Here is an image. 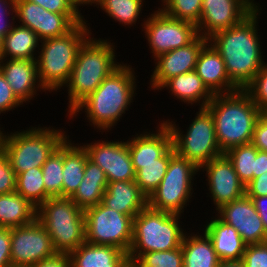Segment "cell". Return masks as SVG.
<instances>
[{
    "label": "cell",
    "mask_w": 267,
    "mask_h": 267,
    "mask_svg": "<svg viewBox=\"0 0 267 267\" xmlns=\"http://www.w3.org/2000/svg\"><path fill=\"white\" fill-rule=\"evenodd\" d=\"M259 7L238 25L216 32L208 39L221 55L229 79L239 89H244L265 64L258 35V16L262 10Z\"/></svg>",
    "instance_id": "cell-1"
},
{
    "label": "cell",
    "mask_w": 267,
    "mask_h": 267,
    "mask_svg": "<svg viewBox=\"0 0 267 267\" xmlns=\"http://www.w3.org/2000/svg\"><path fill=\"white\" fill-rule=\"evenodd\" d=\"M135 74L131 65L122 63L67 115L68 118L74 119L84 110L89 124L93 125L94 129L97 128L99 132H109L134 102L133 98L137 94Z\"/></svg>",
    "instance_id": "cell-2"
},
{
    "label": "cell",
    "mask_w": 267,
    "mask_h": 267,
    "mask_svg": "<svg viewBox=\"0 0 267 267\" xmlns=\"http://www.w3.org/2000/svg\"><path fill=\"white\" fill-rule=\"evenodd\" d=\"M213 117L217 143L223 153L250 144L262 111L244 89L215 94L206 106Z\"/></svg>",
    "instance_id": "cell-3"
},
{
    "label": "cell",
    "mask_w": 267,
    "mask_h": 267,
    "mask_svg": "<svg viewBox=\"0 0 267 267\" xmlns=\"http://www.w3.org/2000/svg\"><path fill=\"white\" fill-rule=\"evenodd\" d=\"M91 36L80 46L69 80L64 85L66 89L68 88L67 114H70L82 100L99 87L105 78L122 65V62H116L115 45H113L115 43H111L112 40Z\"/></svg>",
    "instance_id": "cell-4"
},
{
    "label": "cell",
    "mask_w": 267,
    "mask_h": 267,
    "mask_svg": "<svg viewBox=\"0 0 267 267\" xmlns=\"http://www.w3.org/2000/svg\"><path fill=\"white\" fill-rule=\"evenodd\" d=\"M86 22L78 24L64 36L40 41L41 48L37 49L36 57L37 74L47 92H56L68 82L80 46L92 35Z\"/></svg>",
    "instance_id": "cell-5"
},
{
    "label": "cell",
    "mask_w": 267,
    "mask_h": 267,
    "mask_svg": "<svg viewBox=\"0 0 267 267\" xmlns=\"http://www.w3.org/2000/svg\"><path fill=\"white\" fill-rule=\"evenodd\" d=\"M7 134V135H6ZM2 134L1 149L16 176L33 167H42L52 153L68 137L55 127H29L27 130Z\"/></svg>",
    "instance_id": "cell-6"
},
{
    "label": "cell",
    "mask_w": 267,
    "mask_h": 267,
    "mask_svg": "<svg viewBox=\"0 0 267 267\" xmlns=\"http://www.w3.org/2000/svg\"><path fill=\"white\" fill-rule=\"evenodd\" d=\"M182 215L156 211L146 206L133 218V239L128 252L129 263L141 254L168 251L182 245L185 231Z\"/></svg>",
    "instance_id": "cell-7"
},
{
    "label": "cell",
    "mask_w": 267,
    "mask_h": 267,
    "mask_svg": "<svg viewBox=\"0 0 267 267\" xmlns=\"http://www.w3.org/2000/svg\"><path fill=\"white\" fill-rule=\"evenodd\" d=\"M36 219L46 228L58 254L69 255L86 241L84 210L71 198H48L37 207Z\"/></svg>",
    "instance_id": "cell-8"
},
{
    "label": "cell",
    "mask_w": 267,
    "mask_h": 267,
    "mask_svg": "<svg viewBox=\"0 0 267 267\" xmlns=\"http://www.w3.org/2000/svg\"><path fill=\"white\" fill-rule=\"evenodd\" d=\"M164 121L172 132L175 152L198 168L224 154L217 143L214 120L207 107H199L186 133L181 132L175 122Z\"/></svg>",
    "instance_id": "cell-9"
},
{
    "label": "cell",
    "mask_w": 267,
    "mask_h": 267,
    "mask_svg": "<svg viewBox=\"0 0 267 267\" xmlns=\"http://www.w3.org/2000/svg\"><path fill=\"white\" fill-rule=\"evenodd\" d=\"M197 172L199 168L193 162L175 153L161 183L147 198V206L156 211L182 215L191 201Z\"/></svg>",
    "instance_id": "cell-10"
},
{
    "label": "cell",
    "mask_w": 267,
    "mask_h": 267,
    "mask_svg": "<svg viewBox=\"0 0 267 267\" xmlns=\"http://www.w3.org/2000/svg\"><path fill=\"white\" fill-rule=\"evenodd\" d=\"M86 242L111 245L128 254L133 239V218L102 202L84 210Z\"/></svg>",
    "instance_id": "cell-11"
},
{
    "label": "cell",
    "mask_w": 267,
    "mask_h": 267,
    "mask_svg": "<svg viewBox=\"0 0 267 267\" xmlns=\"http://www.w3.org/2000/svg\"><path fill=\"white\" fill-rule=\"evenodd\" d=\"M143 20L142 31L145 33L153 58L186 46L199 35L195 24L171 18L159 7Z\"/></svg>",
    "instance_id": "cell-12"
},
{
    "label": "cell",
    "mask_w": 267,
    "mask_h": 267,
    "mask_svg": "<svg viewBox=\"0 0 267 267\" xmlns=\"http://www.w3.org/2000/svg\"><path fill=\"white\" fill-rule=\"evenodd\" d=\"M15 21L30 28L40 41L61 37L85 21L82 14H58L27 0L15 1Z\"/></svg>",
    "instance_id": "cell-13"
},
{
    "label": "cell",
    "mask_w": 267,
    "mask_h": 267,
    "mask_svg": "<svg viewBox=\"0 0 267 267\" xmlns=\"http://www.w3.org/2000/svg\"><path fill=\"white\" fill-rule=\"evenodd\" d=\"M56 254L49 233L37 219L11 228L12 267H30Z\"/></svg>",
    "instance_id": "cell-14"
},
{
    "label": "cell",
    "mask_w": 267,
    "mask_h": 267,
    "mask_svg": "<svg viewBox=\"0 0 267 267\" xmlns=\"http://www.w3.org/2000/svg\"><path fill=\"white\" fill-rule=\"evenodd\" d=\"M254 0H202L197 31L209 39L216 32L238 25L258 5Z\"/></svg>",
    "instance_id": "cell-15"
},
{
    "label": "cell",
    "mask_w": 267,
    "mask_h": 267,
    "mask_svg": "<svg viewBox=\"0 0 267 267\" xmlns=\"http://www.w3.org/2000/svg\"><path fill=\"white\" fill-rule=\"evenodd\" d=\"M111 141L97 140L83 146L89 159L102 168L108 182L135 180L128 142Z\"/></svg>",
    "instance_id": "cell-16"
},
{
    "label": "cell",
    "mask_w": 267,
    "mask_h": 267,
    "mask_svg": "<svg viewBox=\"0 0 267 267\" xmlns=\"http://www.w3.org/2000/svg\"><path fill=\"white\" fill-rule=\"evenodd\" d=\"M206 171V185L215 210L245 195V185L239 180L231 161L225 154L213 158L199 168Z\"/></svg>",
    "instance_id": "cell-17"
},
{
    "label": "cell",
    "mask_w": 267,
    "mask_h": 267,
    "mask_svg": "<svg viewBox=\"0 0 267 267\" xmlns=\"http://www.w3.org/2000/svg\"><path fill=\"white\" fill-rule=\"evenodd\" d=\"M216 216L235 228L246 245L267 242V233L251 198L244 195L221 206Z\"/></svg>",
    "instance_id": "cell-18"
},
{
    "label": "cell",
    "mask_w": 267,
    "mask_h": 267,
    "mask_svg": "<svg viewBox=\"0 0 267 267\" xmlns=\"http://www.w3.org/2000/svg\"><path fill=\"white\" fill-rule=\"evenodd\" d=\"M208 39L198 35L186 46L163 53L156 58L150 78L151 89L158 90L170 78L195 70L200 51Z\"/></svg>",
    "instance_id": "cell-19"
},
{
    "label": "cell",
    "mask_w": 267,
    "mask_h": 267,
    "mask_svg": "<svg viewBox=\"0 0 267 267\" xmlns=\"http://www.w3.org/2000/svg\"><path fill=\"white\" fill-rule=\"evenodd\" d=\"M160 122L156 131L136 133L131 140H127L135 172L139 169V164L159 163V158L173 146L170 128L164 120Z\"/></svg>",
    "instance_id": "cell-20"
},
{
    "label": "cell",
    "mask_w": 267,
    "mask_h": 267,
    "mask_svg": "<svg viewBox=\"0 0 267 267\" xmlns=\"http://www.w3.org/2000/svg\"><path fill=\"white\" fill-rule=\"evenodd\" d=\"M0 71L22 104L34 99L37 91L46 92L38 78L36 60L0 59Z\"/></svg>",
    "instance_id": "cell-21"
},
{
    "label": "cell",
    "mask_w": 267,
    "mask_h": 267,
    "mask_svg": "<svg viewBox=\"0 0 267 267\" xmlns=\"http://www.w3.org/2000/svg\"><path fill=\"white\" fill-rule=\"evenodd\" d=\"M195 71L214 95L231 93L239 89L229 79L221 55L209 41L199 53Z\"/></svg>",
    "instance_id": "cell-22"
},
{
    "label": "cell",
    "mask_w": 267,
    "mask_h": 267,
    "mask_svg": "<svg viewBox=\"0 0 267 267\" xmlns=\"http://www.w3.org/2000/svg\"><path fill=\"white\" fill-rule=\"evenodd\" d=\"M71 267H126L128 254L121 249L84 242L69 255Z\"/></svg>",
    "instance_id": "cell-23"
},
{
    "label": "cell",
    "mask_w": 267,
    "mask_h": 267,
    "mask_svg": "<svg viewBox=\"0 0 267 267\" xmlns=\"http://www.w3.org/2000/svg\"><path fill=\"white\" fill-rule=\"evenodd\" d=\"M102 203L122 214L134 218L147 206V197L140 191L135 180L108 182Z\"/></svg>",
    "instance_id": "cell-24"
},
{
    "label": "cell",
    "mask_w": 267,
    "mask_h": 267,
    "mask_svg": "<svg viewBox=\"0 0 267 267\" xmlns=\"http://www.w3.org/2000/svg\"><path fill=\"white\" fill-rule=\"evenodd\" d=\"M216 217L207 221L203 232L210 238L218 258L220 261L241 260L246 244L235 228Z\"/></svg>",
    "instance_id": "cell-25"
},
{
    "label": "cell",
    "mask_w": 267,
    "mask_h": 267,
    "mask_svg": "<svg viewBox=\"0 0 267 267\" xmlns=\"http://www.w3.org/2000/svg\"><path fill=\"white\" fill-rule=\"evenodd\" d=\"M164 88L185 104L199 103L200 108L206 107L214 97L195 70L170 78L159 90Z\"/></svg>",
    "instance_id": "cell-26"
},
{
    "label": "cell",
    "mask_w": 267,
    "mask_h": 267,
    "mask_svg": "<svg viewBox=\"0 0 267 267\" xmlns=\"http://www.w3.org/2000/svg\"><path fill=\"white\" fill-rule=\"evenodd\" d=\"M66 138L63 141V186L62 197L70 198L78 189L84 178L85 164L88 154L81 144H74Z\"/></svg>",
    "instance_id": "cell-27"
},
{
    "label": "cell",
    "mask_w": 267,
    "mask_h": 267,
    "mask_svg": "<svg viewBox=\"0 0 267 267\" xmlns=\"http://www.w3.org/2000/svg\"><path fill=\"white\" fill-rule=\"evenodd\" d=\"M107 185L108 181L102 168L88 158L84 178L70 198L79 208L85 210L102 202Z\"/></svg>",
    "instance_id": "cell-28"
},
{
    "label": "cell",
    "mask_w": 267,
    "mask_h": 267,
    "mask_svg": "<svg viewBox=\"0 0 267 267\" xmlns=\"http://www.w3.org/2000/svg\"><path fill=\"white\" fill-rule=\"evenodd\" d=\"M39 43L38 36L30 28L16 23L11 31L2 38L0 59L36 60V52H38L36 49H39Z\"/></svg>",
    "instance_id": "cell-29"
},
{
    "label": "cell",
    "mask_w": 267,
    "mask_h": 267,
    "mask_svg": "<svg viewBox=\"0 0 267 267\" xmlns=\"http://www.w3.org/2000/svg\"><path fill=\"white\" fill-rule=\"evenodd\" d=\"M189 234H185L181 245L183 267H218L220 259L208 235L205 232Z\"/></svg>",
    "instance_id": "cell-30"
},
{
    "label": "cell",
    "mask_w": 267,
    "mask_h": 267,
    "mask_svg": "<svg viewBox=\"0 0 267 267\" xmlns=\"http://www.w3.org/2000/svg\"><path fill=\"white\" fill-rule=\"evenodd\" d=\"M37 207L19 193L0 194V227L15 228L33 222Z\"/></svg>",
    "instance_id": "cell-31"
},
{
    "label": "cell",
    "mask_w": 267,
    "mask_h": 267,
    "mask_svg": "<svg viewBox=\"0 0 267 267\" xmlns=\"http://www.w3.org/2000/svg\"><path fill=\"white\" fill-rule=\"evenodd\" d=\"M175 153L172 146L159 158V163L139 164V169L135 172V182L147 198L161 183L168 169L169 160Z\"/></svg>",
    "instance_id": "cell-32"
},
{
    "label": "cell",
    "mask_w": 267,
    "mask_h": 267,
    "mask_svg": "<svg viewBox=\"0 0 267 267\" xmlns=\"http://www.w3.org/2000/svg\"><path fill=\"white\" fill-rule=\"evenodd\" d=\"M144 0H96V5L100 6L112 20L127 25L136 24L142 14Z\"/></svg>",
    "instance_id": "cell-33"
},
{
    "label": "cell",
    "mask_w": 267,
    "mask_h": 267,
    "mask_svg": "<svg viewBox=\"0 0 267 267\" xmlns=\"http://www.w3.org/2000/svg\"><path fill=\"white\" fill-rule=\"evenodd\" d=\"M45 185V201L50 197H62L63 142L41 167Z\"/></svg>",
    "instance_id": "cell-34"
},
{
    "label": "cell",
    "mask_w": 267,
    "mask_h": 267,
    "mask_svg": "<svg viewBox=\"0 0 267 267\" xmlns=\"http://www.w3.org/2000/svg\"><path fill=\"white\" fill-rule=\"evenodd\" d=\"M231 161L239 180L246 186L255 178L257 148L250 144L235 146L224 153Z\"/></svg>",
    "instance_id": "cell-35"
},
{
    "label": "cell",
    "mask_w": 267,
    "mask_h": 267,
    "mask_svg": "<svg viewBox=\"0 0 267 267\" xmlns=\"http://www.w3.org/2000/svg\"><path fill=\"white\" fill-rule=\"evenodd\" d=\"M16 192L38 207L45 202V185L41 167L29 169L17 175Z\"/></svg>",
    "instance_id": "cell-36"
},
{
    "label": "cell",
    "mask_w": 267,
    "mask_h": 267,
    "mask_svg": "<svg viewBox=\"0 0 267 267\" xmlns=\"http://www.w3.org/2000/svg\"><path fill=\"white\" fill-rule=\"evenodd\" d=\"M161 2L162 8L159 9L167 16L197 26L202 10V0H161Z\"/></svg>",
    "instance_id": "cell-37"
},
{
    "label": "cell",
    "mask_w": 267,
    "mask_h": 267,
    "mask_svg": "<svg viewBox=\"0 0 267 267\" xmlns=\"http://www.w3.org/2000/svg\"><path fill=\"white\" fill-rule=\"evenodd\" d=\"M132 265L134 267H183L182 247L141 254Z\"/></svg>",
    "instance_id": "cell-38"
},
{
    "label": "cell",
    "mask_w": 267,
    "mask_h": 267,
    "mask_svg": "<svg viewBox=\"0 0 267 267\" xmlns=\"http://www.w3.org/2000/svg\"><path fill=\"white\" fill-rule=\"evenodd\" d=\"M244 90L262 112L267 109V63L263 65Z\"/></svg>",
    "instance_id": "cell-39"
},
{
    "label": "cell",
    "mask_w": 267,
    "mask_h": 267,
    "mask_svg": "<svg viewBox=\"0 0 267 267\" xmlns=\"http://www.w3.org/2000/svg\"><path fill=\"white\" fill-rule=\"evenodd\" d=\"M241 260L244 267H267V242L246 245Z\"/></svg>",
    "instance_id": "cell-40"
},
{
    "label": "cell",
    "mask_w": 267,
    "mask_h": 267,
    "mask_svg": "<svg viewBox=\"0 0 267 267\" xmlns=\"http://www.w3.org/2000/svg\"><path fill=\"white\" fill-rule=\"evenodd\" d=\"M16 178L6 154L0 148V194L15 192Z\"/></svg>",
    "instance_id": "cell-41"
},
{
    "label": "cell",
    "mask_w": 267,
    "mask_h": 267,
    "mask_svg": "<svg viewBox=\"0 0 267 267\" xmlns=\"http://www.w3.org/2000/svg\"><path fill=\"white\" fill-rule=\"evenodd\" d=\"M23 105L13 94L11 87L7 83L4 75L0 71V115L6 111L14 110L16 107Z\"/></svg>",
    "instance_id": "cell-42"
},
{
    "label": "cell",
    "mask_w": 267,
    "mask_h": 267,
    "mask_svg": "<svg viewBox=\"0 0 267 267\" xmlns=\"http://www.w3.org/2000/svg\"><path fill=\"white\" fill-rule=\"evenodd\" d=\"M15 1L16 0H0V36L2 38H4L11 31L13 25L16 23L14 21L16 19ZM10 15H11V20H10Z\"/></svg>",
    "instance_id": "cell-43"
},
{
    "label": "cell",
    "mask_w": 267,
    "mask_h": 267,
    "mask_svg": "<svg viewBox=\"0 0 267 267\" xmlns=\"http://www.w3.org/2000/svg\"><path fill=\"white\" fill-rule=\"evenodd\" d=\"M34 2L44 9L58 14H82L68 0H27Z\"/></svg>",
    "instance_id": "cell-44"
},
{
    "label": "cell",
    "mask_w": 267,
    "mask_h": 267,
    "mask_svg": "<svg viewBox=\"0 0 267 267\" xmlns=\"http://www.w3.org/2000/svg\"><path fill=\"white\" fill-rule=\"evenodd\" d=\"M0 267H12L11 228L0 227Z\"/></svg>",
    "instance_id": "cell-45"
},
{
    "label": "cell",
    "mask_w": 267,
    "mask_h": 267,
    "mask_svg": "<svg viewBox=\"0 0 267 267\" xmlns=\"http://www.w3.org/2000/svg\"><path fill=\"white\" fill-rule=\"evenodd\" d=\"M251 144L259 151L267 152V119L263 115L255 124Z\"/></svg>",
    "instance_id": "cell-46"
},
{
    "label": "cell",
    "mask_w": 267,
    "mask_h": 267,
    "mask_svg": "<svg viewBox=\"0 0 267 267\" xmlns=\"http://www.w3.org/2000/svg\"><path fill=\"white\" fill-rule=\"evenodd\" d=\"M245 195L247 197L267 196V172L253 178L245 186Z\"/></svg>",
    "instance_id": "cell-47"
},
{
    "label": "cell",
    "mask_w": 267,
    "mask_h": 267,
    "mask_svg": "<svg viewBox=\"0 0 267 267\" xmlns=\"http://www.w3.org/2000/svg\"><path fill=\"white\" fill-rule=\"evenodd\" d=\"M30 267H71L67 254H56Z\"/></svg>",
    "instance_id": "cell-48"
},
{
    "label": "cell",
    "mask_w": 267,
    "mask_h": 267,
    "mask_svg": "<svg viewBox=\"0 0 267 267\" xmlns=\"http://www.w3.org/2000/svg\"><path fill=\"white\" fill-rule=\"evenodd\" d=\"M253 201V204L255 206V209L257 210L264 229L267 233V196H261V197H249Z\"/></svg>",
    "instance_id": "cell-49"
},
{
    "label": "cell",
    "mask_w": 267,
    "mask_h": 267,
    "mask_svg": "<svg viewBox=\"0 0 267 267\" xmlns=\"http://www.w3.org/2000/svg\"><path fill=\"white\" fill-rule=\"evenodd\" d=\"M267 172V152L259 151L257 149V155L255 159V177Z\"/></svg>",
    "instance_id": "cell-50"
},
{
    "label": "cell",
    "mask_w": 267,
    "mask_h": 267,
    "mask_svg": "<svg viewBox=\"0 0 267 267\" xmlns=\"http://www.w3.org/2000/svg\"><path fill=\"white\" fill-rule=\"evenodd\" d=\"M70 4L78 11L81 12L79 6L92 5L96 3V0H68Z\"/></svg>",
    "instance_id": "cell-51"
},
{
    "label": "cell",
    "mask_w": 267,
    "mask_h": 267,
    "mask_svg": "<svg viewBox=\"0 0 267 267\" xmlns=\"http://www.w3.org/2000/svg\"><path fill=\"white\" fill-rule=\"evenodd\" d=\"M218 267H244L242 260L220 261Z\"/></svg>",
    "instance_id": "cell-52"
},
{
    "label": "cell",
    "mask_w": 267,
    "mask_h": 267,
    "mask_svg": "<svg viewBox=\"0 0 267 267\" xmlns=\"http://www.w3.org/2000/svg\"><path fill=\"white\" fill-rule=\"evenodd\" d=\"M1 129L3 130V128H1V127H0V148H1V139H2V134H3V132H4V130H3V131H1Z\"/></svg>",
    "instance_id": "cell-53"
},
{
    "label": "cell",
    "mask_w": 267,
    "mask_h": 267,
    "mask_svg": "<svg viewBox=\"0 0 267 267\" xmlns=\"http://www.w3.org/2000/svg\"><path fill=\"white\" fill-rule=\"evenodd\" d=\"M262 115L267 119V109L262 112Z\"/></svg>",
    "instance_id": "cell-54"
},
{
    "label": "cell",
    "mask_w": 267,
    "mask_h": 267,
    "mask_svg": "<svg viewBox=\"0 0 267 267\" xmlns=\"http://www.w3.org/2000/svg\"><path fill=\"white\" fill-rule=\"evenodd\" d=\"M1 49H2V37L0 36V55H1Z\"/></svg>",
    "instance_id": "cell-55"
}]
</instances>
